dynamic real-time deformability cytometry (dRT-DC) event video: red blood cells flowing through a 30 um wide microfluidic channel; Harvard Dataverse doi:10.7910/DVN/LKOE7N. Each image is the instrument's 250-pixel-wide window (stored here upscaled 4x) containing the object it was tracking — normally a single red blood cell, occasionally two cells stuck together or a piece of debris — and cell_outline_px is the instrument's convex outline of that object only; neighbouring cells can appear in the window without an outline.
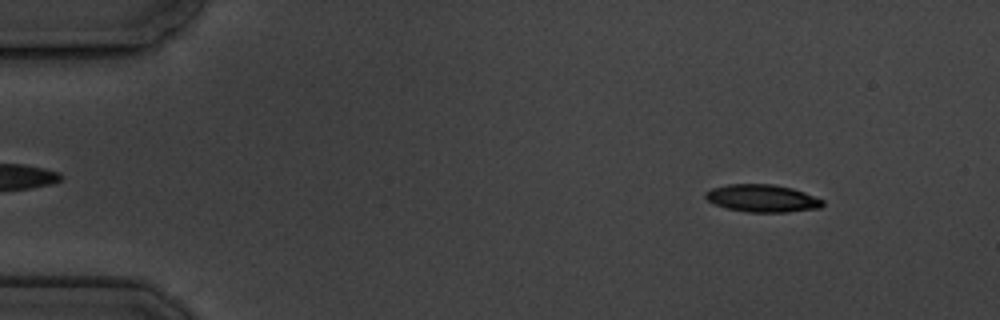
{"species": "common noctule bat (a hibernating species)", "species_latin": "Nyctalus noctula", "temperature_condition": "cold", "stored_images_in_passage": 4, "camera_frame_rate_fps": 3000, "um_per_image_px": 0.085, "animal": {"sex": "male", "body_mass_g": 19.5, "forearm_length_mm": 54.6}, "frame": {"image": 1, "passage_image": 1, "time_ms": 0.0, "image_size_px": [1000, 320], "cell_outline_px": [[824, 204], [820, 208], [788, 212], [748, 212], [724, 208], [708, 200], [704, 196], [704, 192], [712, 188], [728, 184], [772, 184], [792, 188], [804, 192], [824, 200]], "centroid_in_image_um": [64.79, 16.86], "position_along_channel_um": 20.2, "area_um2": 18.84}}
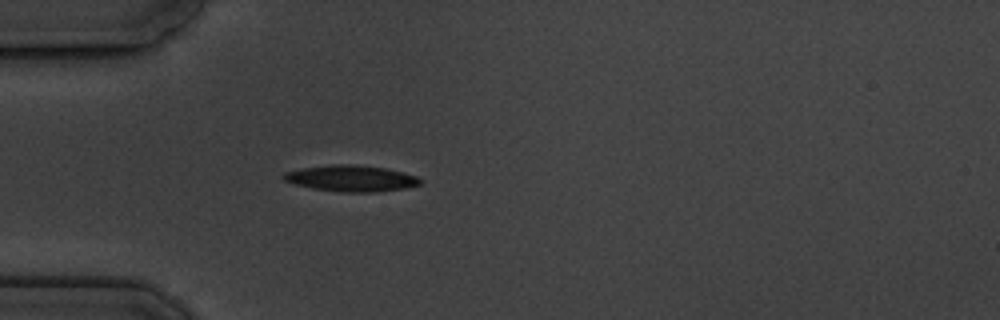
{"frame": {"image": 2, "passage_image": 4, "time_ms": 3.333, "image_size_px": [1000, 320], "cell_outline_px": [[420, 184], [404, 188], [376, 192], [340, 192], [312, 188], [296, 184], [284, 180], [280, 176], [284, 172], [300, 168], [332, 164], [356, 164], [384, 168], [404, 172], [416, 176], [420, 180]], "centroid_in_image_um": [29.8, 15.15], "position_along_channel_um": 55.2, "area_um2": 20.87}}